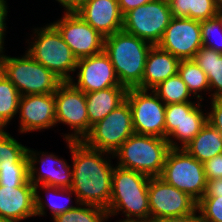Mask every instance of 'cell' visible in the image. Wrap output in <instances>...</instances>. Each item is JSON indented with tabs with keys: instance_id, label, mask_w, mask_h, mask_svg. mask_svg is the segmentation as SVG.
Wrapping results in <instances>:
<instances>
[{
	"instance_id": "obj_1",
	"label": "cell",
	"mask_w": 222,
	"mask_h": 222,
	"mask_svg": "<svg viewBox=\"0 0 222 222\" xmlns=\"http://www.w3.org/2000/svg\"><path fill=\"white\" fill-rule=\"evenodd\" d=\"M65 141L72 156L71 189L76 195L75 205L88 204L108 210L112 194L113 154L89 148L82 141Z\"/></svg>"
},
{
	"instance_id": "obj_2",
	"label": "cell",
	"mask_w": 222,
	"mask_h": 222,
	"mask_svg": "<svg viewBox=\"0 0 222 222\" xmlns=\"http://www.w3.org/2000/svg\"><path fill=\"white\" fill-rule=\"evenodd\" d=\"M150 177L115 165L108 218L124 213L123 221L150 222L148 184Z\"/></svg>"
},
{
	"instance_id": "obj_3",
	"label": "cell",
	"mask_w": 222,
	"mask_h": 222,
	"mask_svg": "<svg viewBox=\"0 0 222 222\" xmlns=\"http://www.w3.org/2000/svg\"><path fill=\"white\" fill-rule=\"evenodd\" d=\"M153 45L120 30L104 39V52L109 56L121 85L136 88L143 79L149 50Z\"/></svg>"
},
{
	"instance_id": "obj_4",
	"label": "cell",
	"mask_w": 222,
	"mask_h": 222,
	"mask_svg": "<svg viewBox=\"0 0 222 222\" xmlns=\"http://www.w3.org/2000/svg\"><path fill=\"white\" fill-rule=\"evenodd\" d=\"M32 31L30 38L32 40L27 39L29 46L26 48V52L62 82L74 79L73 75L78 59L63 40L57 28L49 23L43 27L34 28Z\"/></svg>"
},
{
	"instance_id": "obj_5",
	"label": "cell",
	"mask_w": 222,
	"mask_h": 222,
	"mask_svg": "<svg viewBox=\"0 0 222 222\" xmlns=\"http://www.w3.org/2000/svg\"><path fill=\"white\" fill-rule=\"evenodd\" d=\"M170 149L165 138L134 133L113 153V157L118 160L116 166L120 168L160 177Z\"/></svg>"
},
{
	"instance_id": "obj_6",
	"label": "cell",
	"mask_w": 222,
	"mask_h": 222,
	"mask_svg": "<svg viewBox=\"0 0 222 222\" xmlns=\"http://www.w3.org/2000/svg\"><path fill=\"white\" fill-rule=\"evenodd\" d=\"M3 52V74L15 85L20 96L54 93L62 81L34 60L26 51L11 57Z\"/></svg>"
},
{
	"instance_id": "obj_7",
	"label": "cell",
	"mask_w": 222,
	"mask_h": 222,
	"mask_svg": "<svg viewBox=\"0 0 222 222\" xmlns=\"http://www.w3.org/2000/svg\"><path fill=\"white\" fill-rule=\"evenodd\" d=\"M160 178L188 194L196 202L205 195L207 178L204 163L199 162L184 148L169 150Z\"/></svg>"
},
{
	"instance_id": "obj_8",
	"label": "cell",
	"mask_w": 222,
	"mask_h": 222,
	"mask_svg": "<svg viewBox=\"0 0 222 222\" xmlns=\"http://www.w3.org/2000/svg\"><path fill=\"white\" fill-rule=\"evenodd\" d=\"M132 134V113L125 100L94 124L82 142L89 148L113 154Z\"/></svg>"
},
{
	"instance_id": "obj_9",
	"label": "cell",
	"mask_w": 222,
	"mask_h": 222,
	"mask_svg": "<svg viewBox=\"0 0 222 222\" xmlns=\"http://www.w3.org/2000/svg\"><path fill=\"white\" fill-rule=\"evenodd\" d=\"M172 19L169 2L153 0L123 15L122 30L157 45Z\"/></svg>"
},
{
	"instance_id": "obj_10",
	"label": "cell",
	"mask_w": 222,
	"mask_h": 222,
	"mask_svg": "<svg viewBox=\"0 0 222 222\" xmlns=\"http://www.w3.org/2000/svg\"><path fill=\"white\" fill-rule=\"evenodd\" d=\"M56 125L65 124L72 133L64 134L65 140L82 141L90 132L85 93L70 82H62L54 92Z\"/></svg>"
},
{
	"instance_id": "obj_11",
	"label": "cell",
	"mask_w": 222,
	"mask_h": 222,
	"mask_svg": "<svg viewBox=\"0 0 222 222\" xmlns=\"http://www.w3.org/2000/svg\"><path fill=\"white\" fill-rule=\"evenodd\" d=\"M125 100L131 109L134 133L165 138L166 104L153 90L128 88Z\"/></svg>"
},
{
	"instance_id": "obj_12",
	"label": "cell",
	"mask_w": 222,
	"mask_h": 222,
	"mask_svg": "<svg viewBox=\"0 0 222 222\" xmlns=\"http://www.w3.org/2000/svg\"><path fill=\"white\" fill-rule=\"evenodd\" d=\"M63 14L52 24L60 32L77 59L90 57L104 51L105 37L76 12H63Z\"/></svg>"
},
{
	"instance_id": "obj_13",
	"label": "cell",
	"mask_w": 222,
	"mask_h": 222,
	"mask_svg": "<svg viewBox=\"0 0 222 222\" xmlns=\"http://www.w3.org/2000/svg\"><path fill=\"white\" fill-rule=\"evenodd\" d=\"M148 196L150 221L162 217L186 215L197 208L194 199L160 177H150Z\"/></svg>"
},
{
	"instance_id": "obj_14",
	"label": "cell",
	"mask_w": 222,
	"mask_h": 222,
	"mask_svg": "<svg viewBox=\"0 0 222 222\" xmlns=\"http://www.w3.org/2000/svg\"><path fill=\"white\" fill-rule=\"evenodd\" d=\"M157 46L179 60H192L203 46L200 21L172 17Z\"/></svg>"
},
{
	"instance_id": "obj_15",
	"label": "cell",
	"mask_w": 222,
	"mask_h": 222,
	"mask_svg": "<svg viewBox=\"0 0 222 222\" xmlns=\"http://www.w3.org/2000/svg\"><path fill=\"white\" fill-rule=\"evenodd\" d=\"M79 71V72H76ZM76 79L69 82L84 93L104 90L110 87H125L120 84L109 56L99 54L78 59ZM77 81V82H76Z\"/></svg>"
},
{
	"instance_id": "obj_16",
	"label": "cell",
	"mask_w": 222,
	"mask_h": 222,
	"mask_svg": "<svg viewBox=\"0 0 222 222\" xmlns=\"http://www.w3.org/2000/svg\"><path fill=\"white\" fill-rule=\"evenodd\" d=\"M29 181L34 185L71 188L72 165L55 154L27 148ZM38 164L39 167L38 168Z\"/></svg>"
},
{
	"instance_id": "obj_17",
	"label": "cell",
	"mask_w": 222,
	"mask_h": 222,
	"mask_svg": "<svg viewBox=\"0 0 222 222\" xmlns=\"http://www.w3.org/2000/svg\"><path fill=\"white\" fill-rule=\"evenodd\" d=\"M18 114L20 118L18 132L21 134L41 132L55 127L54 93L20 96Z\"/></svg>"
},
{
	"instance_id": "obj_18",
	"label": "cell",
	"mask_w": 222,
	"mask_h": 222,
	"mask_svg": "<svg viewBox=\"0 0 222 222\" xmlns=\"http://www.w3.org/2000/svg\"><path fill=\"white\" fill-rule=\"evenodd\" d=\"M76 13L103 37L122 30L123 15L118 0H88Z\"/></svg>"
},
{
	"instance_id": "obj_19",
	"label": "cell",
	"mask_w": 222,
	"mask_h": 222,
	"mask_svg": "<svg viewBox=\"0 0 222 222\" xmlns=\"http://www.w3.org/2000/svg\"><path fill=\"white\" fill-rule=\"evenodd\" d=\"M35 216V186L29 179L17 188L0 186V217L21 222Z\"/></svg>"
},
{
	"instance_id": "obj_20",
	"label": "cell",
	"mask_w": 222,
	"mask_h": 222,
	"mask_svg": "<svg viewBox=\"0 0 222 222\" xmlns=\"http://www.w3.org/2000/svg\"><path fill=\"white\" fill-rule=\"evenodd\" d=\"M179 62L170 52L157 45L152 46L146 58L142 82L136 88L153 90L161 82L177 74Z\"/></svg>"
},
{
	"instance_id": "obj_21",
	"label": "cell",
	"mask_w": 222,
	"mask_h": 222,
	"mask_svg": "<svg viewBox=\"0 0 222 222\" xmlns=\"http://www.w3.org/2000/svg\"><path fill=\"white\" fill-rule=\"evenodd\" d=\"M201 104L202 101L198 100L195 102H182L181 126L176 127L166 138L171 148H184L205 126L207 123V110L204 113L202 111L203 104Z\"/></svg>"
},
{
	"instance_id": "obj_22",
	"label": "cell",
	"mask_w": 222,
	"mask_h": 222,
	"mask_svg": "<svg viewBox=\"0 0 222 222\" xmlns=\"http://www.w3.org/2000/svg\"><path fill=\"white\" fill-rule=\"evenodd\" d=\"M126 87H110L85 93L89 124L93 126L126 99Z\"/></svg>"
},
{
	"instance_id": "obj_23",
	"label": "cell",
	"mask_w": 222,
	"mask_h": 222,
	"mask_svg": "<svg viewBox=\"0 0 222 222\" xmlns=\"http://www.w3.org/2000/svg\"><path fill=\"white\" fill-rule=\"evenodd\" d=\"M192 60L207 75L210 100L222 99V53L202 46Z\"/></svg>"
},
{
	"instance_id": "obj_24",
	"label": "cell",
	"mask_w": 222,
	"mask_h": 222,
	"mask_svg": "<svg viewBox=\"0 0 222 222\" xmlns=\"http://www.w3.org/2000/svg\"><path fill=\"white\" fill-rule=\"evenodd\" d=\"M39 190H45L48 198L47 200H43L44 198H42L40 196L41 193H39ZM51 193V195L49 194ZM72 194L74 196L75 193L71 188H59V187H54V186H50V185H36L35 186V212H36V216H43L46 215V210L49 209L52 215V219L54 217H56L59 214H62L70 209L75 208L76 206H73L72 204ZM54 195V196H52ZM61 195V197H60ZM66 195V196H64ZM51 196V197H50ZM56 198V200H55ZM59 198V200H57ZM61 198V199H60ZM64 198V201L66 202H62L60 200H62ZM59 201V202H58ZM72 204V205H71Z\"/></svg>"
},
{
	"instance_id": "obj_25",
	"label": "cell",
	"mask_w": 222,
	"mask_h": 222,
	"mask_svg": "<svg viewBox=\"0 0 222 222\" xmlns=\"http://www.w3.org/2000/svg\"><path fill=\"white\" fill-rule=\"evenodd\" d=\"M184 149L199 162L204 163L222 153V135L207 122Z\"/></svg>"
},
{
	"instance_id": "obj_26",
	"label": "cell",
	"mask_w": 222,
	"mask_h": 222,
	"mask_svg": "<svg viewBox=\"0 0 222 222\" xmlns=\"http://www.w3.org/2000/svg\"><path fill=\"white\" fill-rule=\"evenodd\" d=\"M172 17H187L197 21H204L217 16L214 0H170Z\"/></svg>"
},
{
	"instance_id": "obj_27",
	"label": "cell",
	"mask_w": 222,
	"mask_h": 222,
	"mask_svg": "<svg viewBox=\"0 0 222 222\" xmlns=\"http://www.w3.org/2000/svg\"><path fill=\"white\" fill-rule=\"evenodd\" d=\"M177 73L187 85L188 91L194 99L204 100V96L201 95L202 91L210 92L206 73L193 60H180Z\"/></svg>"
},
{
	"instance_id": "obj_28",
	"label": "cell",
	"mask_w": 222,
	"mask_h": 222,
	"mask_svg": "<svg viewBox=\"0 0 222 222\" xmlns=\"http://www.w3.org/2000/svg\"><path fill=\"white\" fill-rule=\"evenodd\" d=\"M20 94L15 85L3 74L0 77V129H6L18 114Z\"/></svg>"
},
{
	"instance_id": "obj_29",
	"label": "cell",
	"mask_w": 222,
	"mask_h": 222,
	"mask_svg": "<svg viewBox=\"0 0 222 222\" xmlns=\"http://www.w3.org/2000/svg\"><path fill=\"white\" fill-rule=\"evenodd\" d=\"M153 91L166 105L182 102H194L192 101L194 97L188 91L187 85L178 73L161 82L153 89Z\"/></svg>"
},
{
	"instance_id": "obj_30",
	"label": "cell",
	"mask_w": 222,
	"mask_h": 222,
	"mask_svg": "<svg viewBox=\"0 0 222 222\" xmlns=\"http://www.w3.org/2000/svg\"><path fill=\"white\" fill-rule=\"evenodd\" d=\"M108 219L104 208L79 203L75 208L54 217L53 222H107Z\"/></svg>"
},
{
	"instance_id": "obj_31",
	"label": "cell",
	"mask_w": 222,
	"mask_h": 222,
	"mask_svg": "<svg viewBox=\"0 0 222 222\" xmlns=\"http://www.w3.org/2000/svg\"><path fill=\"white\" fill-rule=\"evenodd\" d=\"M28 179L27 153L17 163H0V186L17 188Z\"/></svg>"
},
{
	"instance_id": "obj_32",
	"label": "cell",
	"mask_w": 222,
	"mask_h": 222,
	"mask_svg": "<svg viewBox=\"0 0 222 222\" xmlns=\"http://www.w3.org/2000/svg\"><path fill=\"white\" fill-rule=\"evenodd\" d=\"M202 45L222 53V13L200 21ZM217 38V39H216Z\"/></svg>"
},
{
	"instance_id": "obj_33",
	"label": "cell",
	"mask_w": 222,
	"mask_h": 222,
	"mask_svg": "<svg viewBox=\"0 0 222 222\" xmlns=\"http://www.w3.org/2000/svg\"><path fill=\"white\" fill-rule=\"evenodd\" d=\"M27 148L6 129H0V163H17L27 153Z\"/></svg>"
},
{
	"instance_id": "obj_34",
	"label": "cell",
	"mask_w": 222,
	"mask_h": 222,
	"mask_svg": "<svg viewBox=\"0 0 222 222\" xmlns=\"http://www.w3.org/2000/svg\"><path fill=\"white\" fill-rule=\"evenodd\" d=\"M202 222H222V195L203 196L197 202Z\"/></svg>"
},
{
	"instance_id": "obj_35",
	"label": "cell",
	"mask_w": 222,
	"mask_h": 222,
	"mask_svg": "<svg viewBox=\"0 0 222 222\" xmlns=\"http://www.w3.org/2000/svg\"><path fill=\"white\" fill-rule=\"evenodd\" d=\"M182 103L168 104L165 107V139L181 126Z\"/></svg>"
},
{
	"instance_id": "obj_36",
	"label": "cell",
	"mask_w": 222,
	"mask_h": 222,
	"mask_svg": "<svg viewBox=\"0 0 222 222\" xmlns=\"http://www.w3.org/2000/svg\"><path fill=\"white\" fill-rule=\"evenodd\" d=\"M207 122L222 135V99H211Z\"/></svg>"
},
{
	"instance_id": "obj_37",
	"label": "cell",
	"mask_w": 222,
	"mask_h": 222,
	"mask_svg": "<svg viewBox=\"0 0 222 222\" xmlns=\"http://www.w3.org/2000/svg\"><path fill=\"white\" fill-rule=\"evenodd\" d=\"M204 171L207 180L222 178V153L204 162Z\"/></svg>"
},
{
	"instance_id": "obj_38",
	"label": "cell",
	"mask_w": 222,
	"mask_h": 222,
	"mask_svg": "<svg viewBox=\"0 0 222 222\" xmlns=\"http://www.w3.org/2000/svg\"><path fill=\"white\" fill-rule=\"evenodd\" d=\"M8 14L7 0H0V52H5V32H6V20Z\"/></svg>"
},
{
	"instance_id": "obj_39",
	"label": "cell",
	"mask_w": 222,
	"mask_h": 222,
	"mask_svg": "<svg viewBox=\"0 0 222 222\" xmlns=\"http://www.w3.org/2000/svg\"><path fill=\"white\" fill-rule=\"evenodd\" d=\"M150 222H202V221L200 213L196 208L192 213L186 215L174 216V217H162L158 219H153Z\"/></svg>"
},
{
	"instance_id": "obj_40",
	"label": "cell",
	"mask_w": 222,
	"mask_h": 222,
	"mask_svg": "<svg viewBox=\"0 0 222 222\" xmlns=\"http://www.w3.org/2000/svg\"><path fill=\"white\" fill-rule=\"evenodd\" d=\"M151 1L153 0H118V3H119V9L121 11V14L124 15L130 10Z\"/></svg>"
},
{
	"instance_id": "obj_41",
	"label": "cell",
	"mask_w": 222,
	"mask_h": 222,
	"mask_svg": "<svg viewBox=\"0 0 222 222\" xmlns=\"http://www.w3.org/2000/svg\"><path fill=\"white\" fill-rule=\"evenodd\" d=\"M222 195V178L207 180V187L204 196Z\"/></svg>"
},
{
	"instance_id": "obj_42",
	"label": "cell",
	"mask_w": 222,
	"mask_h": 222,
	"mask_svg": "<svg viewBox=\"0 0 222 222\" xmlns=\"http://www.w3.org/2000/svg\"><path fill=\"white\" fill-rule=\"evenodd\" d=\"M61 4L64 8V12H76L79 10L88 0H55Z\"/></svg>"
},
{
	"instance_id": "obj_43",
	"label": "cell",
	"mask_w": 222,
	"mask_h": 222,
	"mask_svg": "<svg viewBox=\"0 0 222 222\" xmlns=\"http://www.w3.org/2000/svg\"><path fill=\"white\" fill-rule=\"evenodd\" d=\"M3 75V52H0V77Z\"/></svg>"
},
{
	"instance_id": "obj_44",
	"label": "cell",
	"mask_w": 222,
	"mask_h": 222,
	"mask_svg": "<svg viewBox=\"0 0 222 222\" xmlns=\"http://www.w3.org/2000/svg\"><path fill=\"white\" fill-rule=\"evenodd\" d=\"M217 9L222 13V0H214Z\"/></svg>"
},
{
	"instance_id": "obj_45",
	"label": "cell",
	"mask_w": 222,
	"mask_h": 222,
	"mask_svg": "<svg viewBox=\"0 0 222 222\" xmlns=\"http://www.w3.org/2000/svg\"><path fill=\"white\" fill-rule=\"evenodd\" d=\"M0 222H19V221L12 220V219H6V218H3V217H0Z\"/></svg>"
},
{
	"instance_id": "obj_46",
	"label": "cell",
	"mask_w": 222,
	"mask_h": 222,
	"mask_svg": "<svg viewBox=\"0 0 222 222\" xmlns=\"http://www.w3.org/2000/svg\"><path fill=\"white\" fill-rule=\"evenodd\" d=\"M119 222H133V221H123L122 219H120Z\"/></svg>"
}]
</instances>
